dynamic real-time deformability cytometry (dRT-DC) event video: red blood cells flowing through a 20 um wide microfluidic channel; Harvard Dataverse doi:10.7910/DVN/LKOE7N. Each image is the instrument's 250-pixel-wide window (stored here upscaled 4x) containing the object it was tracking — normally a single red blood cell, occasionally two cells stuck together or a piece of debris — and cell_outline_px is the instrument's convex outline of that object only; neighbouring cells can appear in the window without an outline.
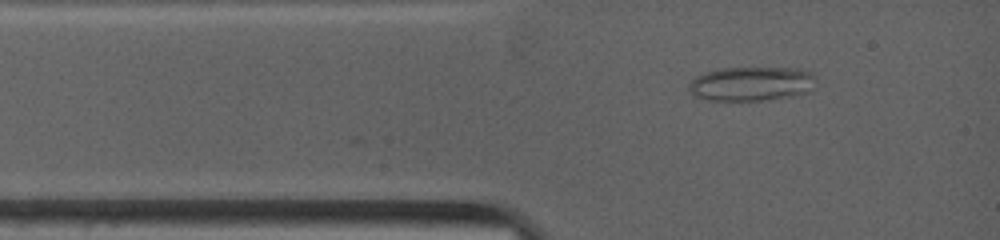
{"species": "common noctule bat (a hibernating species)", "species_latin": "Nyctalus noctula", "temperature_condition": "warm", "stored_images_in_passage": 17, "camera_frame_rate_fps": 4500, "um_per_image_px": 0.085, "animal": {"sex": "female", "body_mass_g": 19.0, "forearm_length_mm": 53.3}, "frame": {"image": 1, "passage_image": 1, "time_ms": 0.0, "image_size_px": [1000, 240], "cell_outline_px": [[816, 88], [808, 92], [788, 96], [760, 100], [708, 100], [692, 96], [688, 88], [688, 84], [696, 76], [704, 72], [720, 68], [800, 68], [812, 72], [816, 80]], "centroid_in_image_um": [63.87, 7.11], "position_along_channel_um": 21.1, "area_um2": 25.61}}
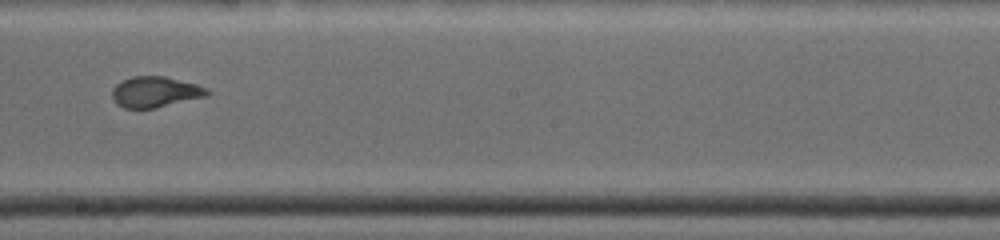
{"frame": {"image": 2, "passage_image": 8, "time_ms": 5.778, "image_size_px": [1000, 240], "cell_outline_px": [[212, 92], [208, 96], [156, 108], [124, 108], [116, 104], [112, 100], [112, 88], [120, 80], [132, 76], [164, 76], [196, 84], [208, 88]], "centroid_in_image_um": [13.19, 7.81], "position_along_channel_um": 235.0, "area_um2": 17.34}}
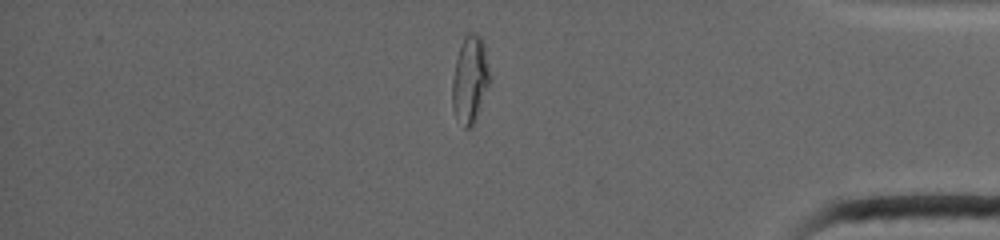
{"frame": {"image": 3, "passage_image": 13, "time_ms": 10.667, "image_size_px": [1000, 240], "cell_outline_px": [[492, 80], [472, 128], [464, 128], [456, 116], [452, 108], [452, 76], [460, 44], [464, 36], [468, 32], [472, 32], [480, 36], [484, 44], [492, 76]], "centroid_in_image_um": [39.97, 6.75], "position_along_channel_um": 395.2, "area_um2": 19.59}, "authors_computed_cell_mechanics": {"area_um2": 18.9584, "velocity_mm_per_s": 3.9459, "shape_relaxation_time_tau1_ms": null, "shape_relaxation_time_tau2_ms": 0.6703, "deformation_change_tau1": null, "deformation_change_tau2": 0.0733}}